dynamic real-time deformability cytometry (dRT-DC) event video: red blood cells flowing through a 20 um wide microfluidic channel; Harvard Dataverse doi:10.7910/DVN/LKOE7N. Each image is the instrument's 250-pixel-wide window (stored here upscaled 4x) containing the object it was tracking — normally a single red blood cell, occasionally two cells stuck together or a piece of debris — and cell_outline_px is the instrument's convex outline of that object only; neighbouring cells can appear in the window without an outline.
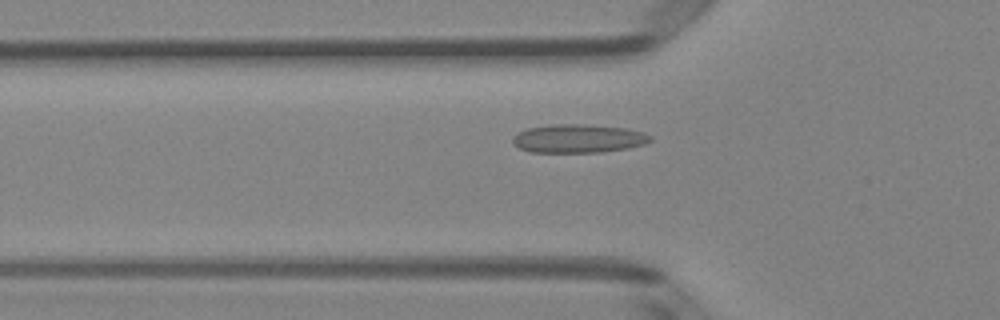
{"species": "Egyptian fruit bat (a non-hibernating species)", "species_latin": "Rousettus aegyptiacus", "temperature_condition": "room temperature", "stored_images_in_passage": 41, "camera_frame_rate_fps": 3000, "um_per_image_px": 0.085, "animal": {"sex": "female"}, "frame": {"image": 1, "passage_image": 13, "time_ms": 4.0, "image_size_px": [1000, 320], "cell_outline_px": [[652, 140], [644, 144], [628, 148], [600, 152], [532, 152], [520, 148], [512, 144], [512, 136], [528, 128], [552, 124], [584, 124], [628, 128], [644, 132], [652, 136]], "centroid_in_image_um": [49.17, 11.77], "position_along_channel_um": 76.6, "area_um2": 22.95}}
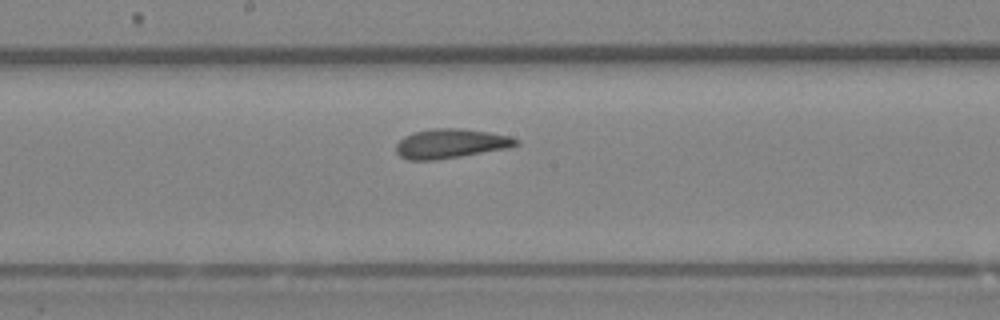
{"frame": {"image": 2, "passage_image": 23, "time_ms": 7.333, "image_size_px": [1000, 320], "cell_outline_px": [[520, 144], [508, 148], [460, 156], [432, 160], [408, 160], [400, 156], [396, 152], [396, 144], [404, 136], [412, 132], [432, 128], [460, 128], [488, 132], [512, 136], [520, 140]], "centroid_in_image_um": [38.31, 12.19], "position_along_channel_um": 209.9, "area_um2": 20.63}}
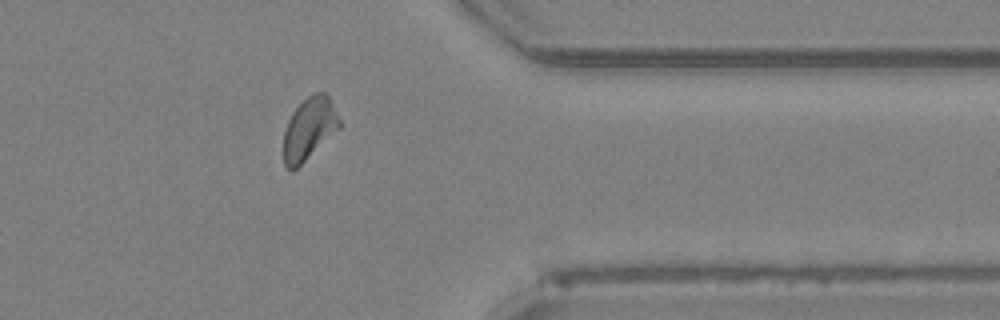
{"frame": {"image": 3, "passage_image": 37, "time_ms": 12.0, "image_size_px": [1000, 320], "cell_outline_px": [[340, 128], [292, 172], [284, 164], [284, 132], [288, 120], [292, 112], [308, 96], [316, 92], [324, 92], [332, 100], [340, 120]], "centroid_in_image_um": [26.29, 10.92], "position_along_channel_um": 385.1, "area_um2": 20.06}, "authors_computed_cell_mechanics": {"area_um2": 20.6346, "velocity_mm_per_s": 4.0061, "shape_relaxation_time_tau1_ms": 4.6812, "shape_relaxation_time_tau2_ms": 0.9204, "deformation_change_tau1": 0.1319, "deformation_change_tau2": 0.0751}}